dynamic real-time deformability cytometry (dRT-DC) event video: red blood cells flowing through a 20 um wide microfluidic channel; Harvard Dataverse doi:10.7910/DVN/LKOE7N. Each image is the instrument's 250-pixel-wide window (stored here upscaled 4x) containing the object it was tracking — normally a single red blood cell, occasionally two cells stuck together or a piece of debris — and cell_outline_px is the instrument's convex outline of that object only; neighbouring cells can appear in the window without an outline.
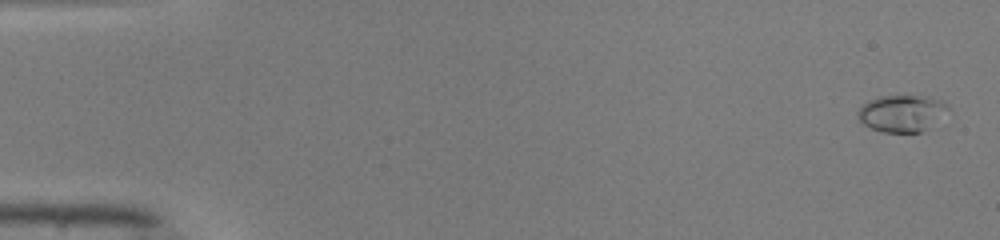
{"species": "common noctule bat (a hibernating species)", "species_latin": "Nyctalus noctula", "temperature_condition": "warm", "stored_images_in_passage": 49, "camera_frame_rate_fps": 3000, "um_per_image_px": 0.085, "animal": {"sex": "male", "body_mass_g": 19.0, "forearm_length_mm": 50.8}, "frame": {"image": 1, "passage_image": 1, "time_ms": 0.0, "image_size_px": [1000, 240], "cell_outline_px": [[948, 108], [920, 132], [884, 132], [872, 128], [864, 124], [860, 120], [856, 112], [864, 104], [880, 96], [928, 96], [940, 100]], "centroid_in_image_um": [76.57, 9.62], "position_along_channel_um": 8.4, "area_um2": 18.44}}
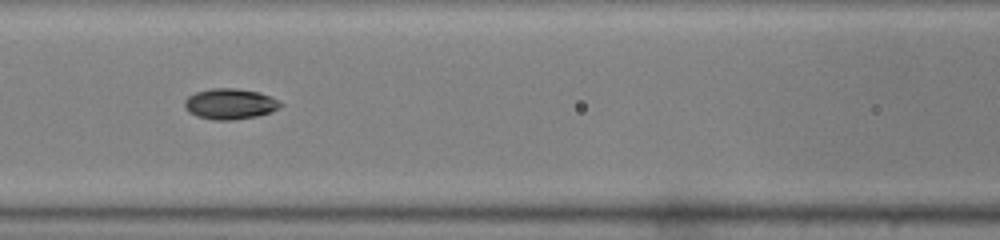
{"frame": {"image": 2, "passage_image": 22, "time_ms": 7.0, "image_size_px": [1000, 240], "cell_outline_px": [[284, 104], [280, 108], [256, 116], [236, 120], [212, 120], [196, 116], [188, 112], [184, 108], [184, 100], [188, 96], [196, 92], [212, 88], [236, 88], [260, 92]], "centroid_in_image_um": [19.51, 8.84], "position_along_channel_um": 147.1, "area_um2": 17.22}}
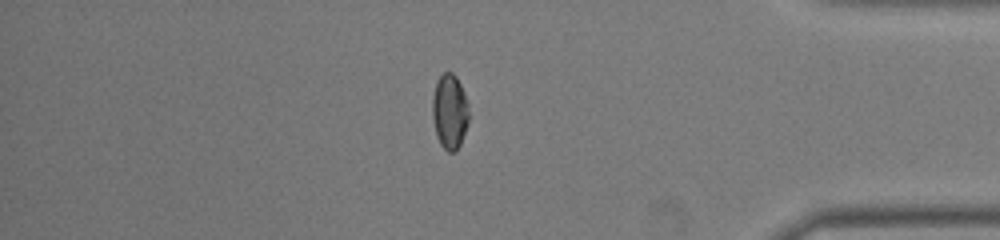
{"frame": {"image": 3, "passage_image": 42, "time_ms": 13.667, "image_size_px": [1000, 240], "cell_outline_px": [[468, 120], [460, 144], [456, 152], [448, 152], [440, 144], [436, 136], [432, 116], [432, 96], [436, 80], [444, 72], [452, 72], [456, 76], [464, 92], [468, 104]], "centroid_in_image_um": [38.2, 9.47], "position_along_channel_um": 397.0, "area_um2": 16.01}, "authors_computed_cell_mechanics": {"area_um2": 16.4152, "velocity_mm_per_s": 4.1477, "shape_relaxation_time_tau1_ms": 3.8782, "shape_relaxation_time_tau2_ms": 2.3798, "deformation_change_tau1": 0.1365, "deformation_change_tau2": 0.0591}}